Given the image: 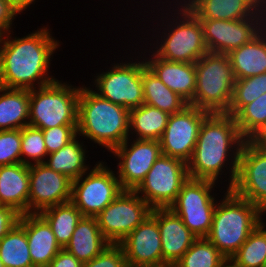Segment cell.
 I'll return each instance as SVG.
<instances>
[{
  "label": "cell",
  "mask_w": 266,
  "mask_h": 267,
  "mask_svg": "<svg viewBox=\"0 0 266 267\" xmlns=\"http://www.w3.org/2000/svg\"><path fill=\"white\" fill-rule=\"evenodd\" d=\"M10 34L0 36L1 87L31 90L57 80L48 75V69L51 55L60 45L47 27L22 38L11 39Z\"/></svg>",
  "instance_id": "cell-1"
},
{
  "label": "cell",
  "mask_w": 266,
  "mask_h": 267,
  "mask_svg": "<svg viewBox=\"0 0 266 267\" xmlns=\"http://www.w3.org/2000/svg\"><path fill=\"white\" fill-rule=\"evenodd\" d=\"M244 141L234 116L210 113L201 124L192 158L187 163L188 176L216 182L231 158L227 187L230 189L237 176L239 154Z\"/></svg>",
  "instance_id": "cell-2"
},
{
  "label": "cell",
  "mask_w": 266,
  "mask_h": 267,
  "mask_svg": "<svg viewBox=\"0 0 266 267\" xmlns=\"http://www.w3.org/2000/svg\"><path fill=\"white\" fill-rule=\"evenodd\" d=\"M130 110L81 87L78 98L77 133L110 152L130 138Z\"/></svg>",
  "instance_id": "cell-3"
},
{
  "label": "cell",
  "mask_w": 266,
  "mask_h": 267,
  "mask_svg": "<svg viewBox=\"0 0 266 267\" xmlns=\"http://www.w3.org/2000/svg\"><path fill=\"white\" fill-rule=\"evenodd\" d=\"M216 204L207 239L225 258H231L258 226L261 211L230 189Z\"/></svg>",
  "instance_id": "cell-4"
},
{
  "label": "cell",
  "mask_w": 266,
  "mask_h": 267,
  "mask_svg": "<svg viewBox=\"0 0 266 267\" xmlns=\"http://www.w3.org/2000/svg\"><path fill=\"white\" fill-rule=\"evenodd\" d=\"M195 68L193 106L209 113H227L236 80L228 54L208 52L195 62Z\"/></svg>",
  "instance_id": "cell-5"
},
{
  "label": "cell",
  "mask_w": 266,
  "mask_h": 267,
  "mask_svg": "<svg viewBox=\"0 0 266 267\" xmlns=\"http://www.w3.org/2000/svg\"><path fill=\"white\" fill-rule=\"evenodd\" d=\"M80 88L55 80L29 90V125L42 130L77 125Z\"/></svg>",
  "instance_id": "cell-6"
},
{
  "label": "cell",
  "mask_w": 266,
  "mask_h": 267,
  "mask_svg": "<svg viewBox=\"0 0 266 267\" xmlns=\"http://www.w3.org/2000/svg\"><path fill=\"white\" fill-rule=\"evenodd\" d=\"M180 7L176 19L172 18L173 23L167 25L169 28H164L168 33L162 32V42L153 53L166 61L195 63L209 52L204 41L203 27L200 19L185 4L181 3Z\"/></svg>",
  "instance_id": "cell-7"
},
{
  "label": "cell",
  "mask_w": 266,
  "mask_h": 267,
  "mask_svg": "<svg viewBox=\"0 0 266 267\" xmlns=\"http://www.w3.org/2000/svg\"><path fill=\"white\" fill-rule=\"evenodd\" d=\"M214 185L212 180L189 177L169 207L197 238H206L211 229L217 204L210 194Z\"/></svg>",
  "instance_id": "cell-8"
},
{
  "label": "cell",
  "mask_w": 266,
  "mask_h": 267,
  "mask_svg": "<svg viewBox=\"0 0 266 267\" xmlns=\"http://www.w3.org/2000/svg\"><path fill=\"white\" fill-rule=\"evenodd\" d=\"M188 178L187 163L178 158L161 154L134 191L152 209L169 208Z\"/></svg>",
  "instance_id": "cell-9"
},
{
  "label": "cell",
  "mask_w": 266,
  "mask_h": 267,
  "mask_svg": "<svg viewBox=\"0 0 266 267\" xmlns=\"http://www.w3.org/2000/svg\"><path fill=\"white\" fill-rule=\"evenodd\" d=\"M89 171L72 181L71 202L83 216L96 217L123 189L117 175L104 162Z\"/></svg>",
  "instance_id": "cell-10"
},
{
  "label": "cell",
  "mask_w": 266,
  "mask_h": 267,
  "mask_svg": "<svg viewBox=\"0 0 266 267\" xmlns=\"http://www.w3.org/2000/svg\"><path fill=\"white\" fill-rule=\"evenodd\" d=\"M152 208L135 191L123 190L95 218L101 234L118 244L151 214Z\"/></svg>",
  "instance_id": "cell-11"
},
{
  "label": "cell",
  "mask_w": 266,
  "mask_h": 267,
  "mask_svg": "<svg viewBox=\"0 0 266 267\" xmlns=\"http://www.w3.org/2000/svg\"><path fill=\"white\" fill-rule=\"evenodd\" d=\"M146 67L145 61L116 63L106 72L94 79L100 97L114 104L133 109L144 103L142 70Z\"/></svg>",
  "instance_id": "cell-12"
},
{
  "label": "cell",
  "mask_w": 266,
  "mask_h": 267,
  "mask_svg": "<svg viewBox=\"0 0 266 267\" xmlns=\"http://www.w3.org/2000/svg\"><path fill=\"white\" fill-rule=\"evenodd\" d=\"M200 22L208 51L229 54L250 42L266 27V13L259 11L254 17L241 20L200 19Z\"/></svg>",
  "instance_id": "cell-13"
},
{
  "label": "cell",
  "mask_w": 266,
  "mask_h": 267,
  "mask_svg": "<svg viewBox=\"0 0 266 267\" xmlns=\"http://www.w3.org/2000/svg\"><path fill=\"white\" fill-rule=\"evenodd\" d=\"M210 113L187 105L169 116L164 133L159 139L163 155L188 163L193 155L202 122Z\"/></svg>",
  "instance_id": "cell-14"
},
{
  "label": "cell",
  "mask_w": 266,
  "mask_h": 267,
  "mask_svg": "<svg viewBox=\"0 0 266 267\" xmlns=\"http://www.w3.org/2000/svg\"><path fill=\"white\" fill-rule=\"evenodd\" d=\"M230 190L266 212V147L244 141L238 160V171Z\"/></svg>",
  "instance_id": "cell-15"
},
{
  "label": "cell",
  "mask_w": 266,
  "mask_h": 267,
  "mask_svg": "<svg viewBox=\"0 0 266 267\" xmlns=\"http://www.w3.org/2000/svg\"><path fill=\"white\" fill-rule=\"evenodd\" d=\"M129 139L127 138L111 153L118 157V160L120 159L116 173L122 189L134 191L144 180L162 151L160 142L157 140L136 139L128 145Z\"/></svg>",
  "instance_id": "cell-16"
},
{
  "label": "cell",
  "mask_w": 266,
  "mask_h": 267,
  "mask_svg": "<svg viewBox=\"0 0 266 267\" xmlns=\"http://www.w3.org/2000/svg\"><path fill=\"white\" fill-rule=\"evenodd\" d=\"M72 181L45 163L30 165L28 213L71 201Z\"/></svg>",
  "instance_id": "cell-17"
},
{
  "label": "cell",
  "mask_w": 266,
  "mask_h": 267,
  "mask_svg": "<svg viewBox=\"0 0 266 267\" xmlns=\"http://www.w3.org/2000/svg\"><path fill=\"white\" fill-rule=\"evenodd\" d=\"M124 251L126 262L134 265L161 267L162 244L157 223V208L129 235L118 243Z\"/></svg>",
  "instance_id": "cell-18"
},
{
  "label": "cell",
  "mask_w": 266,
  "mask_h": 267,
  "mask_svg": "<svg viewBox=\"0 0 266 267\" xmlns=\"http://www.w3.org/2000/svg\"><path fill=\"white\" fill-rule=\"evenodd\" d=\"M157 223L165 263H177L197 237L170 208H157Z\"/></svg>",
  "instance_id": "cell-19"
},
{
  "label": "cell",
  "mask_w": 266,
  "mask_h": 267,
  "mask_svg": "<svg viewBox=\"0 0 266 267\" xmlns=\"http://www.w3.org/2000/svg\"><path fill=\"white\" fill-rule=\"evenodd\" d=\"M19 223L25 228L33 266L47 267L62 249L51 226L39 213L22 214Z\"/></svg>",
  "instance_id": "cell-20"
},
{
  "label": "cell",
  "mask_w": 266,
  "mask_h": 267,
  "mask_svg": "<svg viewBox=\"0 0 266 267\" xmlns=\"http://www.w3.org/2000/svg\"><path fill=\"white\" fill-rule=\"evenodd\" d=\"M153 56V57H152ZM146 66L172 91L193 106L196 90L195 63L171 62L154 53L144 60Z\"/></svg>",
  "instance_id": "cell-21"
},
{
  "label": "cell",
  "mask_w": 266,
  "mask_h": 267,
  "mask_svg": "<svg viewBox=\"0 0 266 267\" xmlns=\"http://www.w3.org/2000/svg\"><path fill=\"white\" fill-rule=\"evenodd\" d=\"M29 166L23 163L0 166V205L28 214Z\"/></svg>",
  "instance_id": "cell-22"
},
{
  "label": "cell",
  "mask_w": 266,
  "mask_h": 267,
  "mask_svg": "<svg viewBox=\"0 0 266 267\" xmlns=\"http://www.w3.org/2000/svg\"><path fill=\"white\" fill-rule=\"evenodd\" d=\"M199 19L241 20L260 10L256 0H183Z\"/></svg>",
  "instance_id": "cell-23"
},
{
  "label": "cell",
  "mask_w": 266,
  "mask_h": 267,
  "mask_svg": "<svg viewBox=\"0 0 266 267\" xmlns=\"http://www.w3.org/2000/svg\"><path fill=\"white\" fill-rule=\"evenodd\" d=\"M110 244L101 234L96 218L83 216L64 249L85 263L99 255Z\"/></svg>",
  "instance_id": "cell-24"
},
{
  "label": "cell",
  "mask_w": 266,
  "mask_h": 267,
  "mask_svg": "<svg viewBox=\"0 0 266 267\" xmlns=\"http://www.w3.org/2000/svg\"><path fill=\"white\" fill-rule=\"evenodd\" d=\"M235 79L266 73V27L250 42L228 54Z\"/></svg>",
  "instance_id": "cell-25"
},
{
  "label": "cell",
  "mask_w": 266,
  "mask_h": 267,
  "mask_svg": "<svg viewBox=\"0 0 266 267\" xmlns=\"http://www.w3.org/2000/svg\"><path fill=\"white\" fill-rule=\"evenodd\" d=\"M0 94V131L22 129L28 126L29 90L0 86Z\"/></svg>",
  "instance_id": "cell-26"
},
{
  "label": "cell",
  "mask_w": 266,
  "mask_h": 267,
  "mask_svg": "<svg viewBox=\"0 0 266 267\" xmlns=\"http://www.w3.org/2000/svg\"><path fill=\"white\" fill-rule=\"evenodd\" d=\"M144 104L159 108L172 115L189 105L174 91L169 89L147 66L142 70Z\"/></svg>",
  "instance_id": "cell-27"
},
{
  "label": "cell",
  "mask_w": 266,
  "mask_h": 267,
  "mask_svg": "<svg viewBox=\"0 0 266 267\" xmlns=\"http://www.w3.org/2000/svg\"><path fill=\"white\" fill-rule=\"evenodd\" d=\"M169 114L149 106L142 104L137 108L130 109L129 130L133 135L136 133L135 139L139 140H157L165 131Z\"/></svg>",
  "instance_id": "cell-28"
},
{
  "label": "cell",
  "mask_w": 266,
  "mask_h": 267,
  "mask_svg": "<svg viewBox=\"0 0 266 267\" xmlns=\"http://www.w3.org/2000/svg\"><path fill=\"white\" fill-rule=\"evenodd\" d=\"M77 137L63 148L48 154L49 159L45 161L50 169L68 176L71 180L80 178L86 171L90 170L89 165L85 163L87 157L84 145L77 140Z\"/></svg>",
  "instance_id": "cell-29"
},
{
  "label": "cell",
  "mask_w": 266,
  "mask_h": 267,
  "mask_svg": "<svg viewBox=\"0 0 266 267\" xmlns=\"http://www.w3.org/2000/svg\"><path fill=\"white\" fill-rule=\"evenodd\" d=\"M51 226L59 245L64 248L83 217L80 210L71 202L48 207L39 213Z\"/></svg>",
  "instance_id": "cell-30"
},
{
  "label": "cell",
  "mask_w": 266,
  "mask_h": 267,
  "mask_svg": "<svg viewBox=\"0 0 266 267\" xmlns=\"http://www.w3.org/2000/svg\"><path fill=\"white\" fill-rule=\"evenodd\" d=\"M0 259L4 267H34L25 228L19 222L0 240Z\"/></svg>",
  "instance_id": "cell-31"
},
{
  "label": "cell",
  "mask_w": 266,
  "mask_h": 267,
  "mask_svg": "<svg viewBox=\"0 0 266 267\" xmlns=\"http://www.w3.org/2000/svg\"><path fill=\"white\" fill-rule=\"evenodd\" d=\"M266 93V73L235 80L233 97L226 114L234 116L243 106Z\"/></svg>",
  "instance_id": "cell-32"
},
{
  "label": "cell",
  "mask_w": 266,
  "mask_h": 267,
  "mask_svg": "<svg viewBox=\"0 0 266 267\" xmlns=\"http://www.w3.org/2000/svg\"><path fill=\"white\" fill-rule=\"evenodd\" d=\"M224 259L207 238H197L177 263L181 267H219Z\"/></svg>",
  "instance_id": "cell-33"
},
{
  "label": "cell",
  "mask_w": 266,
  "mask_h": 267,
  "mask_svg": "<svg viewBox=\"0 0 266 267\" xmlns=\"http://www.w3.org/2000/svg\"><path fill=\"white\" fill-rule=\"evenodd\" d=\"M231 258L241 267H266V235L256 227Z\"/></svg>",
  "instance_id": "cell-34"
},
{
  "label": "cell",
  "mask_w": 266,
  "mask_h": 267,
  "mask_svg": "<svg viewBox=\"0 0 266 267\" xmlns=\"http://www.w3.org/2000/svg\"><path fill=\"white\" fill-rule=\"evenodd\" d=\"M234 119L241 136L247 140L266 121V93L243 106Z\"/></svg>",
  "instance_id": "cell-35"
},
{
  "label": "cell",
  "mask_w": 266,
  "mask_h": 267,
  "mask_svg": "<svg viewBox=\"0 0 266 267\" xmlns=\"http://www.w3.org/2000/svg\"><path fill=\"white\" fill-rule=\"evenodd\" d=\"M47 155L43 130L30 125L23 127L21 129V163L28 166L45 163ZM26 157L33 160L34 163L27 160Z\"/></svg>",
  "instance_id": "cell-36"
},
{
  "label": "cell",
  "mask_w": 266,
  "mask_h": 267,
  "mask_svg": "<svg viewBox=\"0 0 266 267\" xmlns=\"http://www.w3.org/2000/svg\"><path fill=\"white\" fill-rule=\"evenodd\" d=\"M21 162V129L0 131V166Z\"/></svg>",
  "instance_id": "cell-37"
},
{
  "label": "cell",
  "mask_w": 266,
  "mask_h": 267,
  "mask_svg": "<svg viewBox=\"0 0 266 267\" xmlns=\"http://www.w3.org/2000/svg\"><path fill=\"white\" fill-rule=\"evenodd\" d=\"M77 135V125H62L44 129L43 137L47 153L51 154L63 148Z\"/></svg>",
  "instance_id": "cell-38"
},
{
  "label": "cell",
  "mask_w": 266,
  "mask_h": 267,
  "mask_svg": "<svg viewBox=\"0 0 266 267\" xmlns=\"http://www.w3.org/2000/svg\"><path fill=\"white\" fill-rule=\"evenodd\" d=\"M125 263L122 247L119 244H110L95 258L83 263V267H124Z\"/></svg>",
  "instance_id": "cell-39"
},
{
  "label": "cell",
  "mask_w": 266,
  "mask_h": 267,
  "mask_svg": "<svg viewBox=\"0 0 266 267\" xmlns=\"http://www.w3.org/2000/svg\"><path fill=\"white\" fill-rule=\"evenodd\" d=\"M20 216L15 209L0 205V240L19 222Z\"/></svg>",
  "instance_id": "cell-40"
},
{
  "label": "cell",
  "mask_w": 266,
  "mask_h": 267,
  "mask_svg": "<svg viewBox=\"0 0 266 267\" xmlns=\"http://www.w3.org/2000/svg\"><path fill=\"white\" fill-rule=\"evenodd\" d=\"M18 14L20 13L6 0H0V36L11 31L12 22Z\"/></svg>",
  "instance_id": "cell-41"
},
{
  "label": "cell",
  "mask_w": 266,
  "mask_h": 267,
  "mask_svg": "<svg viewBox=\"0 0 266 267\" xmlns=\"http://www.w3.org/2000/svg\"><path fill=\"white\" fill-rule=\"evenodd\" d=\"M47 267H83V263L62 248Z\"/></svg>",
  "instance_id": "cell-42"
},
{
  "label": "cell",
  "mask_w": 266,
  "mask_h": 267,
  "mask_svg": "<svg viewBox=\"0 0 266 267\" xmlns=\"http://www.w3.org/2000/svg\"><path fill=\"white\" fill-rule=\"evenodd\" d=\"M246 141L254 146L266 147V121Z\"/></svg>",
  "instance_id": "cell-43"
},
{
  "label": "cell",
  "mask_w": 266,
  "mask_h": 267,
  "mask_svg": "<svg viewBox=\"0 0 266 267\" xmlns=\"http://www.w3.org/2000/svg\"><path fill=\"white\" fill-rule=\"evenodd\" d=\"M19 13L27 9L35 0H6Z\"/></svg>",
  "instance_id": "cell-44"
},
{
  "label": "cell",
  "mask_w": 266,
  "mask_h": 267,
  "mask_svg": "<svg viewBox=\"0 0 266 267\" xmlns=\"http://www.w3.org/2000/svg\"><path fill=\"white\" fill-rule=\"evenodd\" d=\"M219 267H241L232 258H225Z\"/></svg>",
  "instance_id": "cell-45"
},
{
  "label": "cell",
  "mask_w": 266,
  "mask_h": 267,
  "mask_svg": "<svg viewBox=\"0 0 266 267\" xmlns=\"http://www.w3.org/2000/svg\"><path fill=\"white\" fill-rule=\"evenodd\" d=\"M263 213H266V212H261L260 213V216H259V220H258V228L266 235V228H265V222H263V219H262V215H264Z\"/></svg>",
  "instance_id": "cell-46"
},
{
  "label": "cell",
  "mask_w": 266,
  "mask_h": 267,
  "mask_svg": "<svg viewBox=\"0 0 266 267\" xmlns=\"http://www.w3.org/2000/svg\"><path fill=\"white\" fill-rule=\"evenodd\" d=\"M256 2H257L259 10L265 13L266 12V0H256Z\"/></svg>",
  "instance_id": "cell-47"
},
{
  "label": "cell",
  "mask_w": 266,
  "mask_h": 267,
  "mask_svg": "<svg viewBox=\"0 0 266 267\" xmlns=\"http://www.w3.org/2000/svg\"><path fill=\"white\" fill-rule=\"evenodd\" d=\"M124 267H152V266H147V265H134L131 263L126 262Z\"/></svg>",
  "instance_id": "cell-48"
},
{
  "label": "cell",
  "mask_w": 266,
  "mask_h": 267,
  "mask_svg": "<svg viewBox=\"0 0 266 267\" xmlns=\"http://www.w3.org/2000/svg\"><path fill=\"white\" fill-rule=\"evenodd\" d=\"M161 267H181L178 263H165Z\"/></svg>",
  "instance_id": "cell-49"
},
{
  "label": "cell",
  "mask_w": 266,
  "mask_h": 267,
  "mask_svg": "<svg viewBox=\"0 0 266 267\" xmlns=\"http://www.w3.org/2000/svg\"><path fill=\"white\" fill-rule=\"evenodd\" d=\"M0 267H4V264L2 263L1 259H0Z\"/></svg>",
  "instance_id": "cell-50"
}]
</instances>
